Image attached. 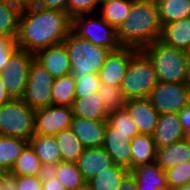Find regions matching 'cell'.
Instances as JSON below:
<instances>
[{
	"label": "cell",
	"instance_id": "cell-33",
	"mask_svg": "<svg viewBox=\"0 0 190 190\" xmlns=\"http://www.w3.org/2000/svg\"><path fill=\"white\" fill-rule=\"evenodd\" d=\"M21 10L0 0V35L17 37Z\"/></svg>",
	"mask_w": 190,
	"mask_h": 190
},
{
	"label": "cell",
	"instance_id": "cell-39",
	"mask_svg": "<svg viewBox=\"0 0 190 190\" xmlns=\"http://www.w3.org/2000/svg\"><path fill=\"white\" fill-rule=\"evenodd\" d=\"M18 49L15 37L0 35V72Z\"/></svg>",
	"mask_w": 190,
	"mask_h": 190
},
{
	"label": "cell",
	"instance_id": "cell-1",
	"mask_svg": "<svg viewBox=\"0 0 190 190\" xmlns=\"http://www.w3.org/2000/svg\"><path fill=\"white\" fill-rule=\"evenodd\" d=\"M72 28V19L65 11L46 9L33 3L21 11L17 46L31 53L62 44Z\"/></svg>",
	"mask_w": 190,
	"mask_h": 190
},
{
	"label": "cell",
	"instance_id": "cell-17",
	"mask_svg": "<svg viewBox=\"0 0 190 190\" xmlns=\"http://www.w3.org/2000/svg\"><path fill=\"white\" fill-rule=\"evenodd\" d=\"M188 137L183 131L178 113H165L159 116V120L152 134L156 148L169 146Z\"/></svg>",
	"mask_w": 190,
	"mask_h": 190
},
{
	"label": "cell",
	"instance_id": "cell-19",
	"mask_svg": "<svg viewBox=\"0 0 190 190\" xmlns=\"http://www.w3.org/2000/svg\"><path fill=\"white\" fill-rule=\"evenodd\" d=\"M137 190H169L165 171L156 161L133 168Z\"/></svg>",
	"mask_w": 190,
	"mask_h": 190
},
{
	"label": "cell",
	"instance_id": "cell-13",
	"mask_svg": "<svg viewBox=\"0 0 190 190\" xmlns=\"http://www.w3.org/2000/svg\"><path fill=\"white\" fill-rule=\"evenodd\" d=\"M34 55L54 79L71 73L69 54L63 43L43 48Z\"/></svg>",
	"mask_w": 190,
	"mask_h": 190
},
{
	"label": "cell",
	"instance_id": "cell-49",
	"mask_svg": "<svg viewBox=\"0 0 190 190\" xmlns=\"http://www.w3.org/2000/svg\"><path fill=\"white\" fill-rule=\"evenodd\" d=\"M8 172H4L2 175H0V190H2L4 178L8 175Z\"/></svg>",
	"mask_w": 190,
	"mask_h": 190
},
{
	"label": "cell",
	"instance_id": "cell-50",
	"mask_svg": "<svg viewBox=\"0 0 190 190\" xmlns=\"http://www.w3.org/2000/svg\"><path fill=\"white\" fill-rule=\"evenodd\" d=\"M173 190H190V183L186 184V185H182L180 187H177Z\"/></svg>",
	"mask_w": 190,
	"mask_h": 190
},
{
	"label": "cell",
	"instance_id": "cell-5",
	"mask_svg": "<svg viewBox=\"0 0 190 190\" xmlns=\"http://www.w3.org/2000/svg\"><path fill=\"white\" fill-rule=\"evenodd\" d=\"M157 83L151 61L141 50L136 51L129 61L120 86L125 98L147 99Z\"/></svg>",
	"mask_w": 190,
	"mask_h": 190
},
{
	"label": "cell",
	"instance_id": "cell-42",
	"mask_svg": "<svg viewBox=\"0 0 190 190\" xmlns=\"http://www.w3.org/2000/svg\"><path fill=\"white\" fill-rule=\"evenodd\" d=\"M34 3L46 9L67 12V0H35Z\"/></svg>",
	"mask_w": 190,
	"mask_h": 190
},
{
	"label": "cell",
	"instance_id": "cell-7",
	"mask_svg": "<svg viewBox=\"0 0 190 190\" xmlns=\"http://www.w3.org/2000/svg\"><path fill=\"white\" fill-rule=\"evenodd\" d=\"M92 19L88 15L76 16L72 19L71 30L79 37L115 51L121 48L117 38V29L106 22L100 15ZM88 17V18H87Z\"/></svg>",
	"mask_w": 190,
	"mask_h": 190
},
{
	"label": "cell",
	"instance_id": "cell-30",
	"mask_svg": "<svg viewBox=\"0 0 190 190\" xmlns=\"http://www.w3.org/2000/svg\"><path fill=\"white\" fill-rule=\"evenodd\" d=\"M131 9V0H114L99 5L97 14L116 29L127 18Z\"/></svg>",
	"mask_w": 190,
	"mask_h": 190
},
{
	"label": "cell",
	"instance_id": "cell-34",
	"mask_svg": "<svg viewBox=\"0 0 190 190\" xmlns=\"http://www.w3.org/2000/svg\"><path fill=\"white\" fill-rule=\"evenodd\" d=\"M107 123L114 128V133L129 134L131 139L139 134L137 126L126 108L110 112Z\"/></svg>",
	"mask_w": 190,
	"mask_h": 190
},
{
	"label": "cell",
	"instance_id": "cell-20",
	"mask_svg": "<svg viewBox=\"0 0 190 190\" xmlns=\"http://www.w3.org/2000/svg\"><path fill=\"white\" fill-rule=\"evenodd\" d=\"M71 108L74 117L83 119L107 121L109 115L98 92L84 97H76Z\"/></svg>",
	"mask_w": 190,
	"mask_h": 190
},
{
	"label": "cell",
	"instance_id": "cell-6",
	"mask_svg": "<svg viewBox=\"0 0 190 190\" xmlns=\"http://www.w3.org/2000/svg\"><path fill=\"white\" fill-rule=\"evenodd\" d=\"M35 134V111L22 99L0 106V135L30 140Z\"/></svg>",
	"mask_w": 190,
	"mask_h": 190
},
{
	"label": "cell",
	"instance_id": "cell-11",
	"mask_svg": "<svg viewBox=\"0 0 190 190\" xmlns=\"http://www.w3.org/2000/svg\"><path fill=\"white\" fill-rule=\"evenodd\" d=\"M73 111L70 106L51 105L35 111V135L55 136L70 128Z\"/></svg>",
	"mask_w": 190,
	"mask_h": 190
},
{
	"label": "cell",
	"instance_id": "cell-32",
	"mask_svg": "<svg viewBox=\"0 0 190 190\" xmlns=\"http://www.w3.org/2000/svg\"><path fill=\"white\" fill-rule=\"evenodd\" d=\"M162 26L190 18V0H166L158 5Z\"/></svg>",
	"mask_w": 190,
	"mask_h": 190
},
{
	"label": "cell",
	"instance_id": "cell-24",
	"mask_svg": "<svg viewBox=\"0 0 190 190\" xmlns=\"http://www.w3.org/2000/svg\"><path fill=\"white\" fill-rule=\"evenodd\" d=\"M131 170L156 161L157 148L152 135L138 134L131 139Z\"/></svg>",
	"mask_w": 190,
	"mask_h": 190
},
{
	"label": "cell",
	"instance_id": "cell-27",
	"mask_svg": "<svg viewBox=\"0 0 190 190\" xmlns=\"http://www.w3.org/2000/svg\"><path fill=\"white\" fill-rule=\"evenodd\" d=\"M27 145L28 140L0 135V167L4 172H10Z\"/></svg>",
	"mask_w": 190,
	"mask_h": 190
},
{
	"label": "cell",
	"instance_id": "cell-45",
	"mask_svg": "<svg viewBox=\"0 0 190 190\" xmlns=\"http://www.w3.org/2000/svg\"><path fill=\"white\" fill-rule=\"evenodd\" d=\"M7 4L12 5L19 10H25L27 9L30 5H32L34 2L32 0H3Z\"/></svg>",
	"mask_w": 190,
	"mask_h": 190
},
{
	"label": "cell",
	"instance_id": "cell-2",
	"mask_svg": "<svg viewBox=\"0 0 190 190\" xmlns=\"http://www.w3.org/2000/svg\"><path fill=\"white\" fill-rule=\"evenodd\" d=\"M162 24L158 5L152 0H131L127 18L117 28L121 47L142 50L161 38Z\"/></svg>",
	"mask_w": 190,
	"mask_h": 190
},
{
	"label": "cell",
	"instance_id": "cell-40",
	"mask_svg": "<svg viewBox=\"0 0 190 190\" xmlns=\"http://www.w3.org/2000/svg\"><path fill=\"white\" fill-rule=\"evenodd\" d=\"M18 190H42V176H13Z\"/></svg>",
	"mask_w": 190,
	"mask_h": 190
},
{
	"label": "cell",
	"instance_id": "cell-25",
	"mask_svg": "<svg viewBox=\"0 0 190 190\" xmlns=\"http://www.w3.org/2000/svg\"><path fill=\"white\" fill-rule=\"evenodd\" d=\"M46 171L39 157L28 144L16 159L9 174L12 176H43Z\"/></svg>",
	"mask_w": 190,
	"mask_h": 190
},
{
	"label": "cell",
	"instance_id": "cell-52",
	"mask_svg": "<svg viewBox=\"0 0 190 190\" xmlns=\"http://www.w3.org/2000/svg\"><path fill=\"white\" fill-rule=\"evenodd\" d=\"M76 190H91L87 185H85L82 188L76 189Z\"/></svg>",
	"mask_w": 190,
	"mask_h": 190
},
{
	"label": "cell",
	"instance_id": "cell-18",
	"mask_svg": "<svg viewBox=\"0 0 190 190\" xmlns=\"http://www.w3.org/2000/svg\"><path fill=\"white\" fill-rule=\"evenodd\" d=\"M76 163L86 182L114 165L111 156L103 147L84 149Z\"/></svg>",
	"mask_w": 190,
	"mask_h": 190
},
{
	"label": "cell",
	"instance_id": "cell-38",
	"mask_svg": "<svg viewBox=\"0 0 190 190\" xmlns=\"http://www.w3.org/2000/svg\"><path fill=\"white\" fill-rule=\"evenodd\" d=\"M75 81L76 97H84L97 92L101 84L98 74H87L86 76H72Z\"/></svg>",
	"mask_w": 190,
	"mask_h": 190
},
{
	"label": "cell",
	"instance_id": "cell-31",
	"mask_svg": "<svg viewBox=\"0 0 190 190\" xmlns=\"http://www.w3.org/2000/svg\"><path fill=\"white\" fill-rule=\"evenodd\" d=\"M76 81L72 74L63 75L55 78L52 87V103L53 105L70 106L72 105L75 95Z\"/></svg>",
	"mask_w": 190,
	"mask_h": 190
},
{
	"label": "cell",
	"instance_id": "cell-44",
	"mask_svg": "<svg viewBox=\"0 0 190 190\" xmlns=\"http://www.w3.org/2000/svg\"><path fill=\"white\" fill-rule=\"evenodd\" d=\"M118 190H137L136 180L130 172L123 178Z\"/></svg>",
	"mask_w": 190,
	"mask_h": 190
},
{
	"label": "cell",
	"instance_id": "cell-26",
	"mask_svg": "<svg viewBox=\"0 0 190 190\" xmlns=\"http://www.w3.org/2000/svg\"><path fill=\"white\" fill-rule=\"evenodd\" d=\"M129 172L125 167L114 164L92 177L86 185L91 190H118L121 181Z\"/></svg>",
	"mask_w": 190,
	"mask_h": 190
},
{
	"label": "cell",
	"instance_id": "cell-12",
	"mask_svg": "<svg viewBox=\"0 0 190 190\" xmlns=\"http://www.w3.org/2000/svg\"><path fill=\"white\" fill-rule=\"evenodd\" d=\"M136 51L125 47L111 51L98 73L101 83L120 87L129 61Z\"/></svg>",
	"mask_w": 190,
	"mask_h": 190
},
{
	"label": "cell",
	"instance_id": "cell-8",
	"mask_svg": "<svg viewBox=\"0 0 190 190\" xmlns=\"http://www.w3.org/2000/svg\"><path fill=\"white\" fill-rule=\"evenodd\" d=\"M53 82L52 75L34 58L30 64L22 100L34 111L53 105Z\"/></svg>",
	"mask_w": 190,
	"mask_h": 190
},
{
	"label": "cell",
	"instance_id": "cell-28",
	"mask_svg": "<svg viewBox=\"0 0 190 190\" xmlns=\"http://www.w3.org/2000/svg\"><path fill=\"white\" fill-rule=\"evenodd\" d=\"M54 138L60 150L62 161L76 163L85 148L71 129L60 131Z\"/></svg>",
	"mask_w": 190,
	"mask_h": 190
},
{
	"label": "cell",
	"instance_id": "cell-14",
	"mask_svg": "<svg viewBox=\"0 0 190 190\" xmlns=\"http://www.w3.org/2000/svg\"><path fill=\"white\" fill-rule=\"evenodd\" d=\"M130 142L129 134L114 133V128L107 123L102 147L111 156L113 164L125 167L129 171H131Z\"/></svg>",
	"mask_w": 190,
	"mask_h": 190
},
{
	"label": "cell",
	"instance_id": "cell-54",
	"mask_svg": "<svg viewBox=\"0 0 190 190\" xmlns=\"http://www.w3.org/2000/svg\"><path fill=\"white\" fill-rule=\"evenodd\" d=\"M4 173L3 169L0 167V175Z\"/></svg>",
	"mask_w": 190,
	"mask_h": 190
},
{
	"label": "cell",
	"instance_id": "cell-15",
	"mask_svg": "<svg viewBox=\"0 0 190 190\" xmlns=\"http://www.w3.org/2000/svg\"><path fill=\"white\" fill-rule=\"evenodd\" d=\"M107 121L72 118L70 129L86 148L102 147Z\"/></svg>",
	"mask_w": 190,
	"mask_h": 190
},
{
	"label": "cell",
	"instance_id": "cell-36",
	"mask_svg": "<svg viewBox=\"0 0 190 190\" xmlns=\"http://www.w3.org/2000/svg\"><path fill=\"white\" fill-rule=\"evenodd\" d=\"M169 190L190 183V161L182 162L165 171Z\"/></svg>",
	"mask_w": 190,
	"mask_h": 190
},
{
	"label": "cell",
	"instance_id": "cell-4",
	"mask_svg": "<svg viewBox=\"0 0 190 190\" xmlns=\"http://www.w3.org/2000/svg\"><path fill=\"white\" fill-rule=\"evenodd\" d=\"M63 44L69 54L72 76L98 74L111 52L110 49L77 36L72 30Z\"/></svg>",
	"mask_w": 190,
	"mask_h": 190
},
{
	"label": "cell",
	"instance_id": "cell-46",
	"mask_svg": "<svg viewBox=\"0 0 190 190\" xmlns=\"http://www.w3.org/2000/svg\"><path fill=\"white\" fill-rule=\"evenodd\" d=\"M2 190H18L15 178L12 175L8 174L4 178Z\"/></svg>",
	"mask_w": 190,
	"mask_h": 190
},
{
	"label": "cell",
	"instance_id": "cell-16",
	"mask_svg": "<svg viewBox=\"0 0 190 190\" xmlns=\"http://www.w3.org/2000/svg\"><path fill=\"white\" fill-rule=\"evenodd\" d=\"M125 108L137 126L139 134H153L160 114L147 99H129Z\"/></svg>",
	"mask_w": 190,
	"mask_h": 190
},
{
	"label": "cell",
	"instance_id": "cell-43",
	"mask_svg": "<svg viewBox=\"0 0 190 190\" xmlns=\"http://www.w3.org/2000/svg\"><path fill=\"white\" fill-rule=\"evenodd\" d=\"M180 121L182 124L183 131L190 134V103L186 105L179 113Z\"/></svg>",
	"mask_w": 190,
	"mask_h": 190
},
{
	"label": "cell",
	"instance_id": "cell-35",
	"mask_svg": "<svg viewBox=\"0 0 190 190\" xmlns=\"http://www.w3.org/2000/svg\"><path fill=\"white\" fill-rule=\"evenodd\" d=\"M97 92L101 95L103 105L109 113L125 108L127 99L120 87L101 83Z\"/></svg>",
	"mask_w": 190,
	"mask_h": 190
},
{
	"label": "cell",
	"instance_id": "cell-41",
	"mask_svg": "<svg viewBox=\"0 0 190 190\" xmlns=\"http://www.w3.org/2000/svg\"><path fill=\"white\" fill-rule=\"evenodd\" d=\"M42 190H67L52 173L46 171L42 176Z\"/></svg>",
	"mask_w": 190,
	"mask_h": 190
},
{
	"label": "cell",
	"instance_id": "cell-53",
	"mask_svg": "<svg viewBox=\"0 0 190 190\" xmlns=\"http://www.w3.org/2000/svg\"><path fill=\"white\" fill-rule=\"evenodd\" d=\"M110 1H114V0H99L100 4L105 3V2H110Z\"/></svg>",
	"mask_w": 190,
	"mask_h": 190
},
{
	"label": "cell",
	"instance_id": "cell-47",
	"mask_svg": "<svg viewBox=\"0 0 190 190\" xmlns=\"http://www.w3.org/2000/svg\"><path fill=\"white\" fill-rule=\"evenodd\" d=\"M12 100V98L8 95L4 85H3V79L0 75V106L4 103L9 102Z\"/></svg>",
	"mask_w": 190,
	"mask_h": 190
},
{
	"label": "cell",
	"instance_id": "cell-48",
	"mask_svg": "<svg viewBox=\"0 0 190 190\" xmlns=\"http://www.w3.org/2000/svg\"><path fill=\"white\" fill-rule=\"evenodd\" d=\"M185 83L190 88V57H189V61H188L187 77H186Z\"/></svg>",
	"mask_w": 190,
	"mask_h": 190
},
{
	"label": "cell",
	"instance_id": "cell-29",
	"mask_svg": "<svg viewBox=\"0 0 190 190\" xmlns=\"http://www.w3.org/2000/svg\"><path fill=\"white\" fill-rule=\"evenodd\" d=\"M67 190H76L86 185L75 162H59L49 170Z\"/></svg>",
	"mask_w": 190,
	"mask_h": 190
},
{
	"label": "cell",
	"instance_id": "cell-9",
	"mask_svg": "<svg viewBox=\"0 0 190 190\" xmlns=\"http://www.w3.org/2000/svg\"><path fill=\"white\" fill-rule=\"evenodd\" d=\"M147 100L160 115L179 113L190 103V88L186 83L158 81Z\"/></svg>",
	"mask_w": 190,
	"mask_h": 190
},
{
	"label": "cell",
	"instance_id": "cell-23",
	"mask_svg": "<svg viewBox=\"0 0 190 190\" xmlns=\"http://www.w3.org/2000/svg\"><path fill=\"white\" fill-rule=\"evenodd\" d=\"M160 40L186 52L190 51V18L171 22L162 27Z\"/></svg>",
	"mask_w": 190,
	"mask_h": 190
},
{
	"label": "cell",
	"instance_id": "cell-37",
	"mask_svg": "<svg viewBox=\"0 0 190 190\" xmlns=\"http://www.w3.org/2000/svg\"><path fill=\"white\" fill-rule=\"evenodd\" d=\"M99 5V0H67V13L71 19L80 15L93 16L98 13Z\"/></svg>",
	"mask_w": 190,
	"mask_h": 190
},
{
	"label": "cell",
	"instance_id": "cell-22",
	"mask_svg": "<svg viewBox=\"0 0 190 190\" xmlns=\"http://www.w3.org/2000/svg\"><path fill=\"white\" fill-rule=\"evenodd\" d=\"M28 144L39 157L47 171L62 161L54 136L33 135Z\"/></svg>",
	"mask_w": 190,
	"mask_h": 190
},
{
	"label": "cell",
	"instance_id": "cell-10",
	"mask_svg": "<svg viewBox=\"0 0 190 190\" xmlns=\"http://www.w3.org/2000/svg\"><path fill=\"white\" fill-rule=\"evenodd\" d=\"M34 53L18 49L0 72L3 85L12 99H22Z\"/></svg>",
	"mask_w": 190,
	"mask_h": 190
},
{
	"label": "cell",
	"instance_id": "cell-3",
	"mask_svg": "<svg viewBox=\"0 0 190 190\" xmlns=\"http://www.w3.org/2000/svg\"><path fill=\"white\" fill-rule=\"evenodd\" d=\"M141 51L151 61L158 81L185 83L189 52L167 45L160 39Z\"/></svg>",
	"mask_w": 190,
	"mask_h": 190
},
{
	"label": "cell",
	"instance_id": "cell-51",
	"mask_svg": "<svg viewBox=\"0 0 190 190\" xmlns=\"http://www.w3.org/2000/svg\"><path fill=\"white\" fill-rule=\"evenodd\" d=\"M156 5H159L160 3L166 1V0H152Z\"/></svg>",
	"mask_w": 190,
	"mask_h": 190
},
{
	"label": "cell",
	"instance_id": "cell-21",
	"mask_svg": "<svg viewBox=\"0 0 190 190\" xmlns=\"http://www.w3.org/2000/svg\"><path fill=\"white\" fill-rule=\"evenodd\" d=\"M187 161H190V139L188 137L169 146L157 148L156 163L164 171Z\"/></svg>",
	"mask_w": 190,
	"mask_h": 190
}]
</instances>
